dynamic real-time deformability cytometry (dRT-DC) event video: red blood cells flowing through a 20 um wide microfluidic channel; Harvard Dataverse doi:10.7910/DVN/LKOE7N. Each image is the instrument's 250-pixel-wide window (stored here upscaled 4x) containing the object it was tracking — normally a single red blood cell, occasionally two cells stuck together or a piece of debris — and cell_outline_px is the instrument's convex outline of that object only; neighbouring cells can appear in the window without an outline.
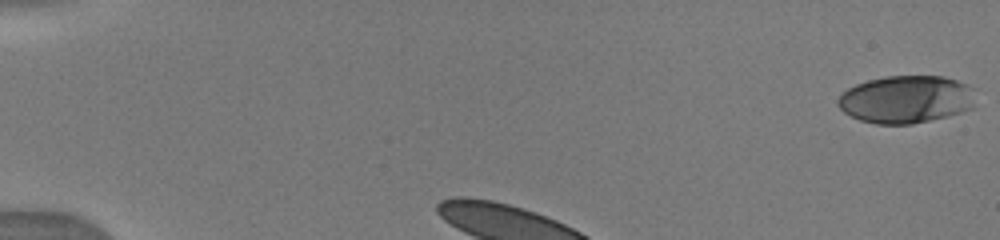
{"species": "human", "species_latin": "Homo sapiens", "temperature_condition": "warm", "stored_images_in_passage": 24, "camera_frame_rate_fps": 3000, "um_per_image_px": 0.085, "donor": {"sex": "male"}, "frame": {"image": 1, "passage_image": 1, "time_ms": 0.0, "image_size_px": [1000, 240], "cell_outline_px": [[976, 88], [972, 108], [948, 116], [912, 124], [876, 124], [860, 120], [844, 112], [836, 104], [836, 100], [848, 88], [856, 84], [868, 80], [888, 76], [944, 76], [968, 84]], "centroid_in_image_um": [77.04, 8.44], "position_along_channel_um": 8.0, "area_um2": 38.38}}
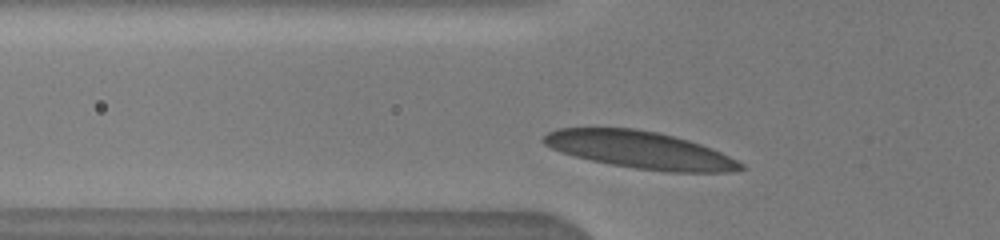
{"frame": {"image": 2, "passage_image": 10, "time_ms": 2.0, "image_size_px": [1000, 240], "cell_outline_px": [[748, 168], [728, 172], [668, 172], [636, 168], [612, 164], [592, 160], [560, 152], [544, 144], [540, 140], [548, 132], [556, 128], [636, 128], [656, 132], [688, 140], [712, 148], [744, 164]], "centroid_in_image_um": [54.4, 12.74], "position_along_channel_um": 71.4, "area_um2": 42.48}}